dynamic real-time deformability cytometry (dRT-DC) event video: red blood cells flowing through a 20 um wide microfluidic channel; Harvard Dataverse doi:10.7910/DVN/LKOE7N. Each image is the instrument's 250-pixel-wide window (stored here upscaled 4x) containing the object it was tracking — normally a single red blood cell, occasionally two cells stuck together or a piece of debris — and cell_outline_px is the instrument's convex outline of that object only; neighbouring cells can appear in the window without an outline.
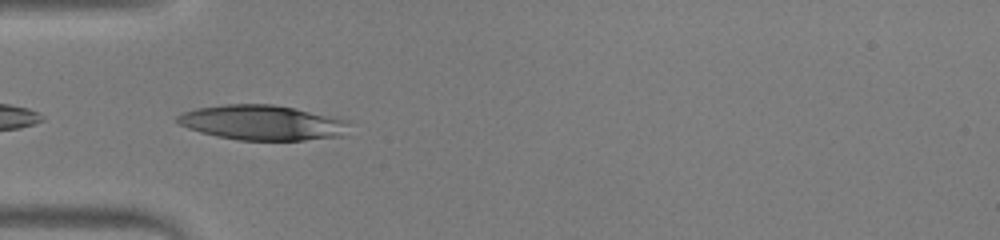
{"species": "human", "species_latin": "Homo sapiens", "temperature_condition": "warm", "stored_images_in_passage": 36, "camera_frame_rate_fps": 3000, "um_per_image_px": 0.085, "donor": {"sex": "male"}, "frame": {"image": 1, "passage_image": 1, "time_ms": 0.0, "image_size_px": [1000, 240], "cell_outline_px": [[352, 124], [344, 136], [304, 140], [236, 140], [216, 136], [200, 132], [188, 128], [180, 124], [176, 120], [176, 116], [184, 112], [196, 108], [224, 104], [272, 104], [340, 116], [348, 120]], "centroid_in_image_um": [22.39, 10.42], "position_along_channel_um": 62.6, "area_um2": 35.66}}
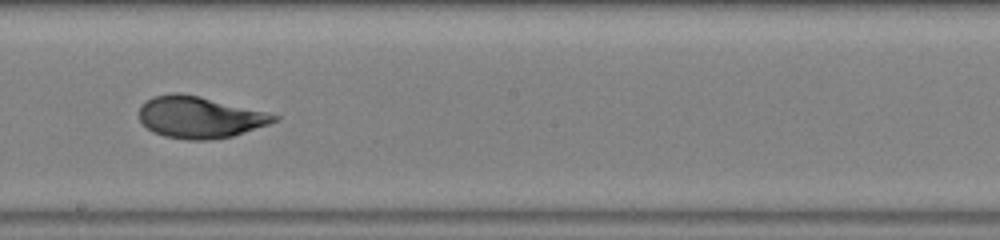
{"frame": {"image": 2, "passage_image": 14, "time_ms": 4.333, "image_size_px": [1000, 240], "cell_outline_px": [[280, 116], [276, 120], [268, 124], [232, 136], [212, 140], [188, 140], [164, 136], [152, 132], [140, 120], [140, 104], [152, 96], [172, 92], [180, 92], [200, 96]], "centroid_in_image_um": [16.91, 9.96], "position_along_channel_um": 231.3, "area_um2": 32.54}}
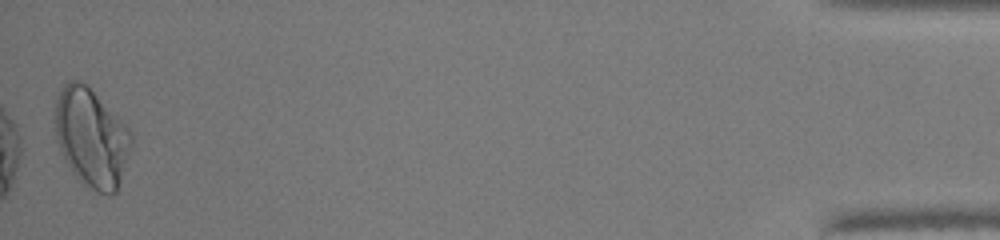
{"frame": {"image": 3, "passage_image": 36, "time_ms": 11.667, "image_size_px": [1000, 240], "cell_outline_px": [[132, 144], [116, 192], [108, 196], [96, 192], [80, 180], [72, 172], [56, 140], [56, 96], [64, 84], [68, 80], [80, 80], [128, 128], [132, 136]], "centroid_in_image_um": [7.76, 11.72], "position_along_channel_um": 427.4, "area_um2": 42.77}, "authors_computed_cell_mechanics": {"area_um2": 32.6859, "velocity_mm_per_s": 3.9331, "shape_relaxation_time_tau1_ms": 6.7031, "shape_relaxation_time_tau2_ms": 0.8823, "deformation_change_tau1": 0.269, "deformation_change_tau2": 0.065}}